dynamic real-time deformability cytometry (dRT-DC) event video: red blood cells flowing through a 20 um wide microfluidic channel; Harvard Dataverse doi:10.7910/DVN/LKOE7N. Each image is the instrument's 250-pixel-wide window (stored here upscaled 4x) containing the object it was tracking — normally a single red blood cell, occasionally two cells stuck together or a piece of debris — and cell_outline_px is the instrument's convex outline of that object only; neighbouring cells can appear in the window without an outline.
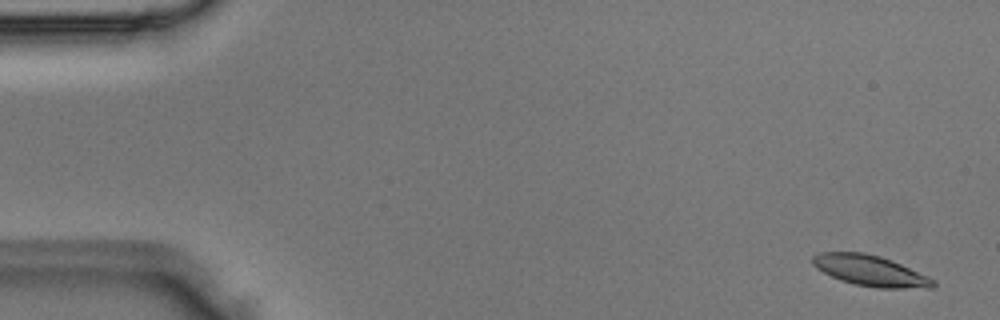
{"species": "Egyptian fruit bat (a non-hibernating species)", "species_latin": "Rousettus aegyptiacus", "temperature_condition": "room temperature", "stored_images_in_passage": 5, "camera_frame_rate_fps": 3000, "um_per_image_px": 0.085, "animal": {"sex": "male"}, "frame": {"image": 1, "passage_image": 1, "time_ms": 0.0, "image_size_px": [1000, 320], "cell_outline_px": [[936, 284], [932, 288], [876, 288], [856, 284], [840, 280], [816, 268], [812, 264], [812, 256], [820, 252], [864, 252], [880, 256], [892, 260], [928, 276], [936, 280]], "centroid_in_image_um": [73.99, 23.0], "position_along_channel_um": 11.0, "area_um2": 21.62}}
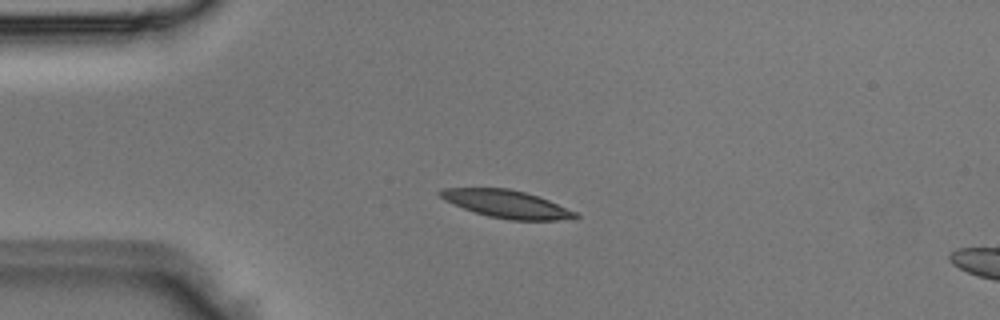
{"frame": {"image": 2, "passage_image": 4, "time_ms": 1.0, "image_size_px": [1000, 320], "cell_outline_px": [[580, 216], [576, 220], [512, 220], [488, 216], [464, 208], [444, 200], [436, 192], [444, 188], [508, 188], [524, 192], [548, 200], [576, 212]], "centroid_in_image_um": [43.09, 17.35], "position_along_channel_um": 41.9, "area_um2": 21.68}}